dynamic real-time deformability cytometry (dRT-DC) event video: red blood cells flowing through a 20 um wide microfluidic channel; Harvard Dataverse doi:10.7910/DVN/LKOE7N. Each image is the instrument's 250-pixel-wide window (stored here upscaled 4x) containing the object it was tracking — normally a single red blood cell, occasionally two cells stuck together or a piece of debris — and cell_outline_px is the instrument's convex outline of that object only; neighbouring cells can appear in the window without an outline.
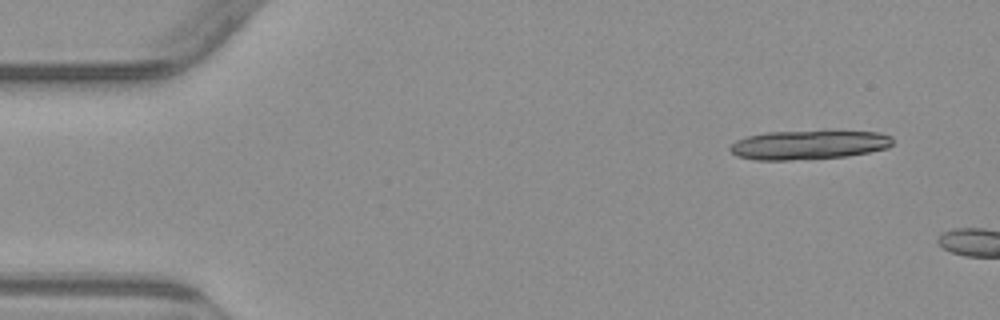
{"species": "common noctule bat (a hibernating species)", "species_latin": "Nyctalus noctula", "temperature_condition": "warm", "stored_images_in_passage": 2, "camera_frame_rate_fps": 3000, "um_per_image_px": 0.085, "animal": {"sex": "male", "body_mass_g": 23.1, "forearm_length_mm": 52.7}, "frame": {"image": 1, "passage_image": 1, "time_ms": 0.0, "image_size_px": [1000, 320], "cell_outline_px": [[892, 144], [888, 148], [848, 156], [788, 160], [756, 160], [736, 156], [728, 148], [736, 140], [748, 136], [764, 132], [880, 132], [892, 136]], "centroid_in_image_um": [68.71, 12.32], "position_along_channel_um": 16.3, "area_um2": 27.22}}